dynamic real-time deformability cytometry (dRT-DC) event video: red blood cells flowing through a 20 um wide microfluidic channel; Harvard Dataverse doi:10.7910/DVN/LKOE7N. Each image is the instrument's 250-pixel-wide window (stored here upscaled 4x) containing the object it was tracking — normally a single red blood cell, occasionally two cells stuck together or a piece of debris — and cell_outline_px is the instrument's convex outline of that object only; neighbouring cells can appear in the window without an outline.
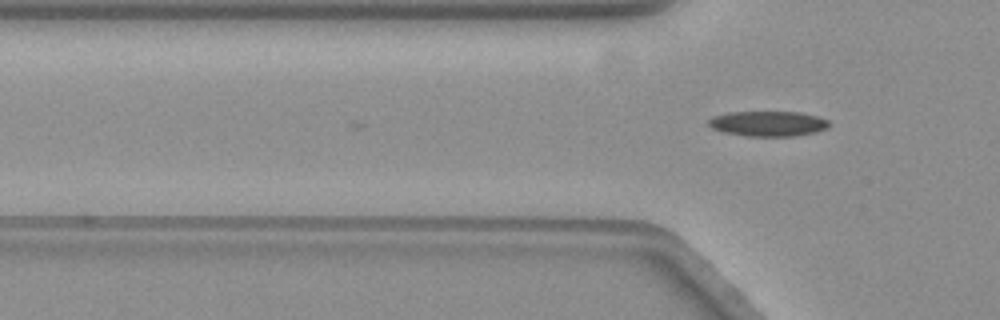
{"species": "common noctule bat (a hibernating species)", "species_latin": "Nyctalus noctula", "temperature_condition": "warm", "stored_images_in_passage": 2, "camera_frame_rate_fps": 3000, "um_per_image_px": 0.085, "animal": {"sex": "female", "body_mass_g": 19.3, "forearm_length_mm": 54.1}, "frame": {"image": 1, "passage_image": 2, "time_ms": 0.333, "image_size_px": [1000, 320], "cell_outline_px": [[828, 128], [796, 136], [744, 136], [724, 132], [712, 128], [708, 124], [708, 120], [712, 116], [728, 112], [800, 112], [816, 116], [828, 120]], "centroid_in_image_um": [65.24, 10.51], "position_along_channel_um": 60.6, "area_um2": 17.63}}